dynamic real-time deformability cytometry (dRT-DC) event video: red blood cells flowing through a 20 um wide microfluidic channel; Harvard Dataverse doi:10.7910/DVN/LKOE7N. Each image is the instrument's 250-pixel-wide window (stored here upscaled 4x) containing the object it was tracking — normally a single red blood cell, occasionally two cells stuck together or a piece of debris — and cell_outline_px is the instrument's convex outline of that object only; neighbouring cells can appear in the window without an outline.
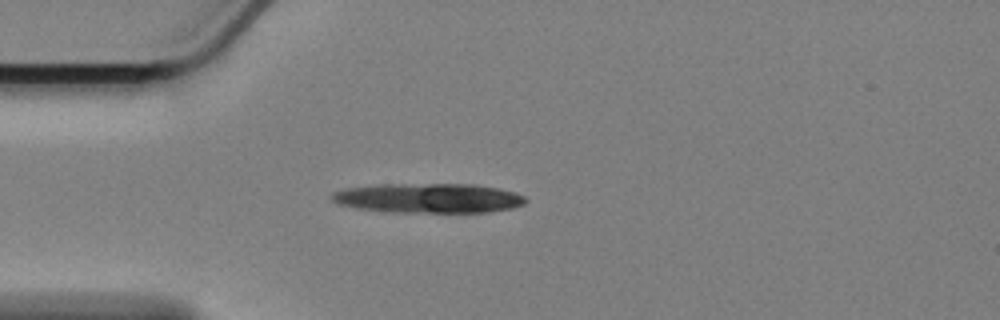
{"species": "Egyptian fruit bat (a non-hibernating species)", "species_latin": "Rousettus aegyptiacus", "temperature_condition": "cold", "stored_images_in_passage": 44, "camera_frame_rate_fps": 3000, "um_per_image_px": 0.085, "animal": {"sex": "female"}, "frame": {"image": 1, "passage_image": 1, "time_ms": 0.0, "image_size_px": [1000, 320], "cell_outline_px": [[528, 200], [524, 204], [512, 208], [488, 212], [392, 212], [356, 208], [340, 204], [332, 200], [332, 192], [348, 188], [380, 184], [472, 184], [496, 188], [516, 192], [524, 196]], "centroid_in_image_um": [36.45, 16.84], "position_along_channel_um": 48.5, "area_um2": 33.35}}
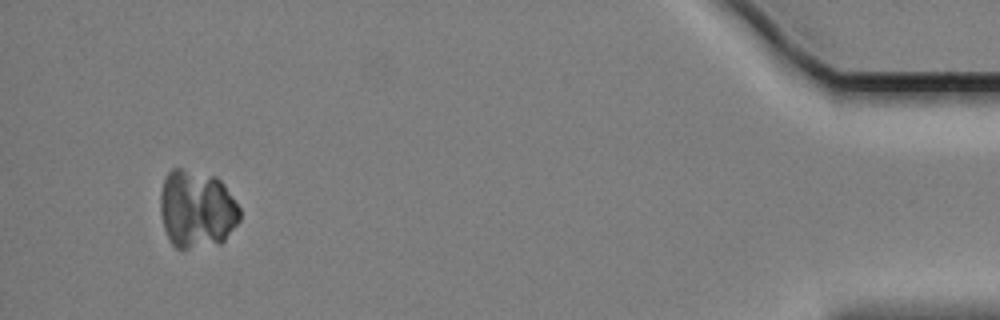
{"frame": {"image": 2, "passage_image": 41, "time_ms": 13.333, "image_size_px": [1000, 320], "cell_outline_px": [[240, 220], [224, 240], [220, 244], [180, 252], [168, 240], [164, 228], [160, 212], [160, 192], [164, 176], [172, 168], [180, 168], [216, 176], [224, 184], [240, 208]], "centroid_in_image_um": [16.7, 17.81], "position_along_channel_um": 418.5, "area_um2": 36.93}}